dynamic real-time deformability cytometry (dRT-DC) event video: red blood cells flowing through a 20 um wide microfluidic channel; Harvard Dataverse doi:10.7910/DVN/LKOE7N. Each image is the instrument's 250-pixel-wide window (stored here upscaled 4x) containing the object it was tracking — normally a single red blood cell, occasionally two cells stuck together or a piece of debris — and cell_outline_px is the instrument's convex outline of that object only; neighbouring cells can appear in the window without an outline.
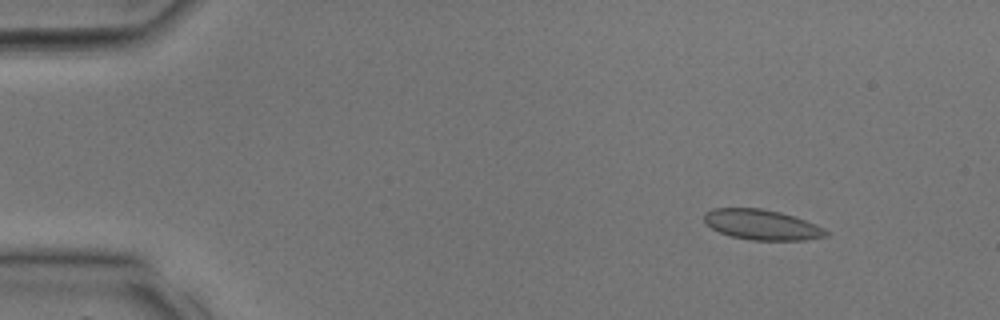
{"species": "common noctule bat (a hibernating species)", "species_latin": "Nyctalus noctula", "temperature_condition": "room temperature", "stored_images_in_passage": 10, "camera_frame_rate_fps": 3000, "um_per_image_px": 0.085, "animal": {"sex": "male", "body_mass_g": 17.9, "forearm_length_mm": 54.2}, "frame": {"image": 1, "passage_image": 4, "time_ms": 1.0, "image_size_px": [1000, 320], "cell_outline_px": [[828, 236], [804, 240], [752, 240], [732, 236], [720, 232], [712, 228], [704, 220], [704, 212], [712, 208], [760, 208], [780, 212], [816, 224], [824, 228], [828, 232]], "centroid_in_image_um": [64.76, 19.09], "position_along_channel_um": 20.2, "area_um2": 21.33}}